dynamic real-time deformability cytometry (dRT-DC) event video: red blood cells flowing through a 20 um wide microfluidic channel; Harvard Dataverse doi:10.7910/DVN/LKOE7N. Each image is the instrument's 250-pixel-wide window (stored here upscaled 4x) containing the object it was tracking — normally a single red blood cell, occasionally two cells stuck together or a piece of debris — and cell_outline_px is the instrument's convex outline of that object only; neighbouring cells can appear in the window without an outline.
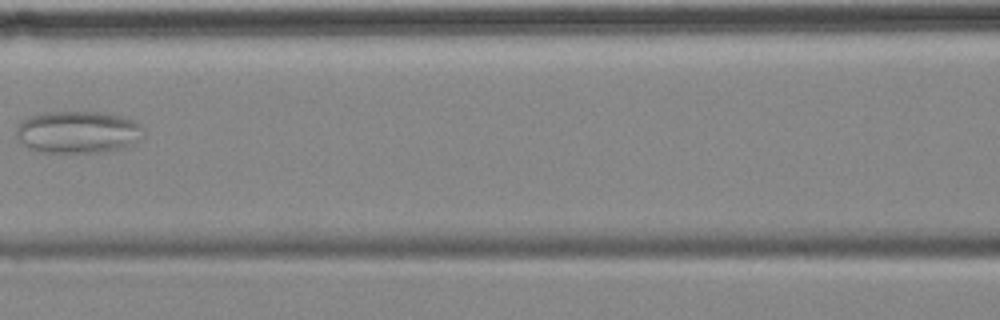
{"species": "common noctule bat (a hibernating species)", "species_latin": "Nyctalus noctula", "temperature_condition": "cold", "stored_images_in_passage": 6, "camera_frame_rate_fps": 3000, "um_per_image_px": 0.085, "animal": {"sex": "female", "body_mass_g": 18.4}, "frame": {"image": 1, "passage_image": 4, "time_ms": 3.667, "image_size_px": [1000, 320], "cell_outline_px": [[144, 136], [132, 144], [124, 148], [104, 152], [44, 152], [28, 148], [16, 136], [16, 128], [28, 116], [44, 112], [104, 112], [120, 116], [132, 120], [140, 124], [144, 128]], "centroid_in_image_um": [6.65, 11.22], "position_along_channel_um": 159.9, "area_um2": 31.39}}
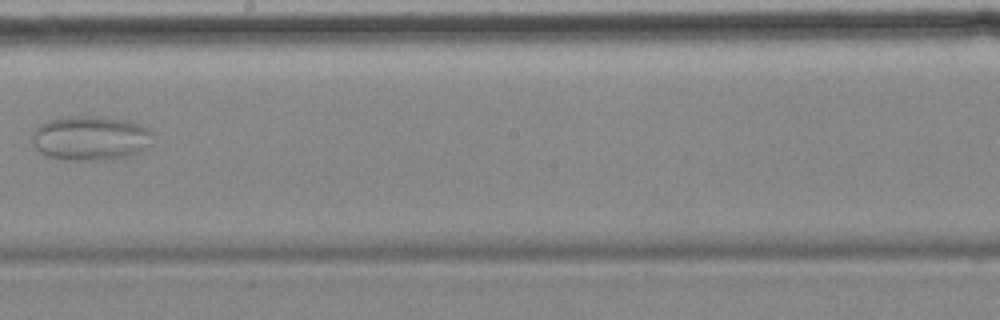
{"frame": {"image": 2, "passage_image": 6, "time_ms": 6.0, "image_size_px": [1000, 320], "cell_outline_px": [[152, 132], [140, 148], [136, 152], [112, 160], [72, 160], [48, 156], [40, 152], [36, 148], [32, 140], [32, 132], [40, 124], [52, 120], [76, 116], [88, 116], [124, 120], [148, 128]], "centroid_in_image_um": [7.58, 11.75], "position_along_channel_um": 240.6, "area_um2": 30.11}}